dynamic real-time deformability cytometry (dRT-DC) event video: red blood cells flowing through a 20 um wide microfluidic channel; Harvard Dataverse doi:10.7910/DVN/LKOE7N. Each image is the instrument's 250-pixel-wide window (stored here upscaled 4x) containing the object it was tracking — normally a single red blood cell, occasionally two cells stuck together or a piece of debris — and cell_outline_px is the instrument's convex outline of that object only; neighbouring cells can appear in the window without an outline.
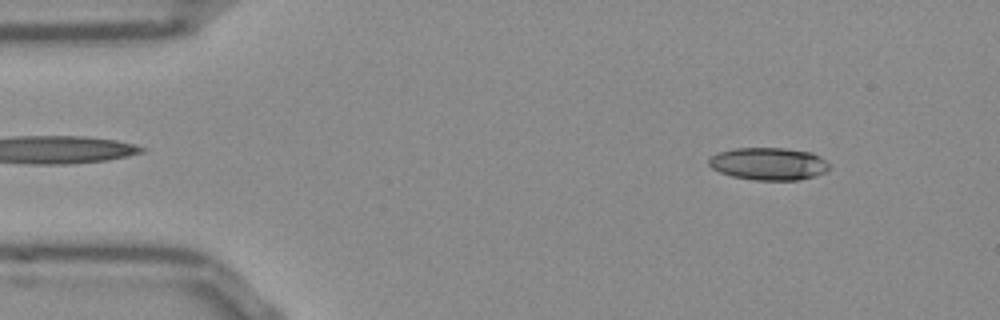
{"species": "Egyptian fruit bat (a non-hibernating species)", "species_latin": "Rousettus aegyptiacus", "temperature_condition": "room temperature", "stored_images_in_passage": 51, "camera_frame_rate_fps": 3000, "um_per_image_px": 0.085, "frame": {"image": 1, "passage_image": 5, "time_ms": 1.333, "image_size_px": [1000, 320], "cell_outline_px": [[832, 168], [816, 176], [800, 180], [752, 180], [732, 176], [720, 172], [712, 168], [708, 164], [708, 160], [712, 156], [720, 152], [736, 148], [784, 148], [812, 152], [820, 156]], "centroid_in_image_um": [65.36, 13.93], "position_along_channel_um": 19.6, "area_um2": 22.89}}
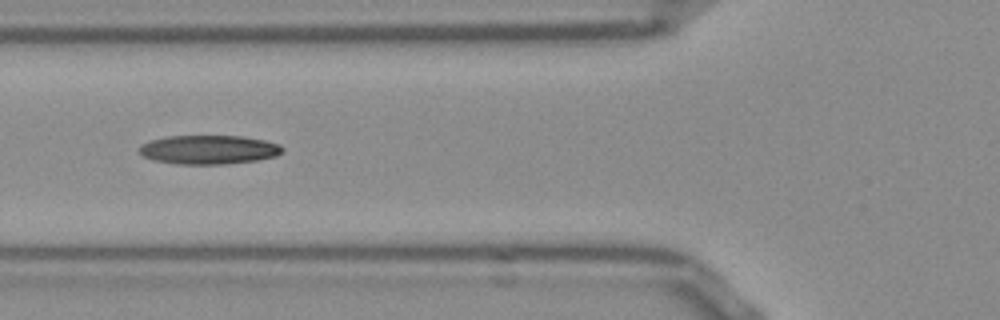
{"frame": {"image": 2, "passage_image": 18, "time_ms": 5.667, "image_size_px": [1000, 320], "cell_outline_px": [[284, 152], [276, 156], [256, 160], [228, 164], [176, 164], [152, 160], [144, 156], [140, 152], [140, 148], [148, 140], [168, 136], [244, 136], [264, 140], [280, 144], [284, 148]], "centroid_in_image_um": [17.78, 12.72], "position_along_channel_um": 108.0, "area_um2": 24.28}}
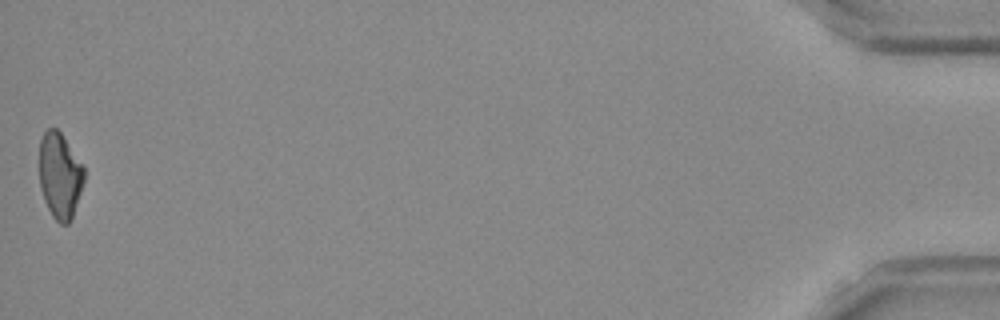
{"frame": {"image": 3, "passage_image": 51, "time_ms": 16.667, "image_size_px": [1000, 320], "cell_outline_px": [[84, 180], [72, 216], [68, 224], [60, 224], [52, 216], [44, 200], [40, 188], [40, 140], [44, 132], [48, 128], [56, 128], [60, 132], [84, 168]], "centroid_in_image_um": [5.07, 14.93], "position_along_channel_um": 430.1, "area_um2": 21.96}, "authors_computed_cell_mechanics": {"area_um2": 23.5246, "velocity_mm_per_s": 3.86, "shape_relaxation_time_tau1_ms": null, "shape_relaxation_time_tau2_ms": 6.5422, "deformation_change_tau1": null, "deformation_change_tau2": 0.1767}}